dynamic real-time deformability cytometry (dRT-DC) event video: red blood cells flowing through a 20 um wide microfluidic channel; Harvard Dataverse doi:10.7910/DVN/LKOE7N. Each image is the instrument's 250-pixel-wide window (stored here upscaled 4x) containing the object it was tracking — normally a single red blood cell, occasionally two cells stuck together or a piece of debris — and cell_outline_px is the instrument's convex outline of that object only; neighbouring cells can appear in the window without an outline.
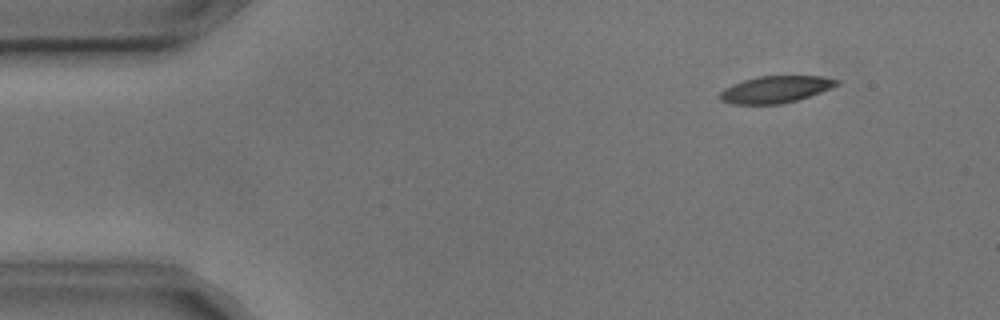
{"species": "common noctule bat (a hibernating species)", "species_latin": "Nyctalus noctula", "temperature_condition": "cold", "stored_images_in_passage": 7, "camera_frame_rate_fps": 3000, "um_per_image_px": 0.085, "animal": {"sex": "male", "body_mass_g": 17.9, "forearm_length_mm": 54.2}, "frame": {"image": 1, "passage_image": 2, "time_ms": 0.333, "image_size_px": [1000, 320], "cell_outline_px": [[840, 84], [820, 92], [796, 100], [780, 104], [732, 104], [720, 100], [720, 92], [724, 88], [732, 84], [756, 76], [820, 76], [840, 80]], "centroid_in_image_um": [65.9, 7.59], "position_along_channel_um": 19.1, "area_um2": 18.21}}